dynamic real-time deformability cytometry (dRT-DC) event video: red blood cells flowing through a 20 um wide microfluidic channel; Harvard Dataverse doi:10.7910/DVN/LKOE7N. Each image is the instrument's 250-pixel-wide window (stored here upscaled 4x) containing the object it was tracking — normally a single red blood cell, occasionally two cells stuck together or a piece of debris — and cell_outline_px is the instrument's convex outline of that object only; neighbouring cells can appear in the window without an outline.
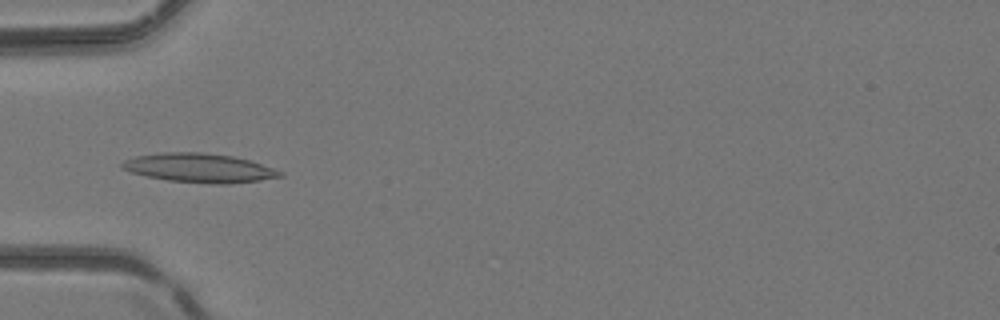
{"species": "common noctule bat (a hibernating species)", "species_latin": "Nyctalus noctula", "temperature_condition": "room temperature", "stored_images_in_passage": 4, "camera_frame_rate_fps": 3000, "um_per_image_px": 0.085, "animal": {"sex": "female", "body_mass_g": 24.6, "forearm_length_mm": 56.2}, "frame": {"image": 1, "passage_image": 4, "time_ms": 1.0, "image_size_px": [1000, 320], "cell_outline_px": [[284, 176], [260, 180], [228, 184], [212, 184], [168, 180], [148, 176], [132, 172], [120, 168], [120, 164], [124, 160], [136, 156], [160, 152], [200, 152], [232, 156], [248, 160], [284, 172]], "centroid_in_image_um": [16.92, 14.27], "position_along_channel_um": 68.1, "area_um2": 26.59}}